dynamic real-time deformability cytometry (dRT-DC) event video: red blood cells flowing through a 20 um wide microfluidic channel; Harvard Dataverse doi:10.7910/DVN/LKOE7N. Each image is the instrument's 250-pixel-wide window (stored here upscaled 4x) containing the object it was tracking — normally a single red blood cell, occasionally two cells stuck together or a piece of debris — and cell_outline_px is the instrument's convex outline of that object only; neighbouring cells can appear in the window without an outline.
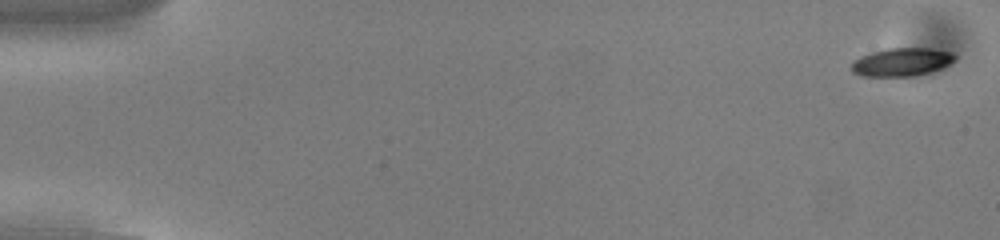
{"species": "common noctule bat (a hibernating species)", "species_latin": "Nyctalus noctula", "temperature_condition": "cold", "stored_images_in_passage": 53, "camera_frame_rate_fps": 3000, "um_per_image_px": 0.085, "animal": {"sex": "male", "body_mass_g": 13.0, "forearm_length_mm": 53.1}, "frame": {"image": 1, "passage_image": 1, "time_ms": 0.0, "image_size_px": [1000, 240], "cell_outline_px": [[956, 56], [948, 64], [940, 68], [928, 72], [912, 76], [860, 76], [852, 72], [852, 60], [860, 56], [872, 52], [888, 48], [928, 48], [952, 52]], "centroid_in_image_um": [76.58, 5.27], "position_along_channel_um": 8.4, "area_um2": 16.82}}
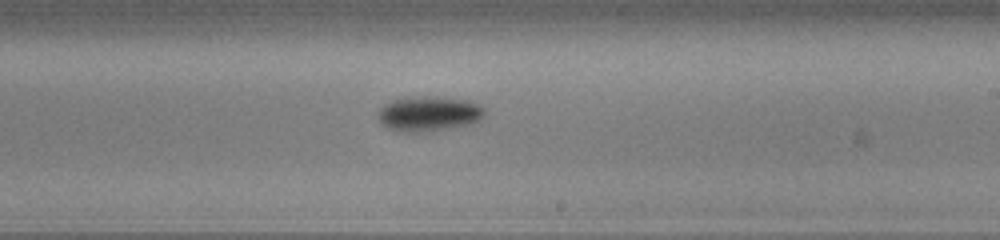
{"frame": {"image": 2, "passage_image": 32, "time_ms": 10.333, "image_size_px": [1000, 240], "cell_outline_px": [[484, 116], [480, 120], [468, 124], [448, 128], [416, 132], [400, 132], [388, 128], [380, 124], [376, 116], [380, 108], [384, 104], [392, 100], [424, 96], [432, 96], [464, 100], [476, 104], [484, 108]], "centroid_in_image_um": [36.38, 9.67], "position_along_channel_um": 252.6, "area_um2": 21.5}}
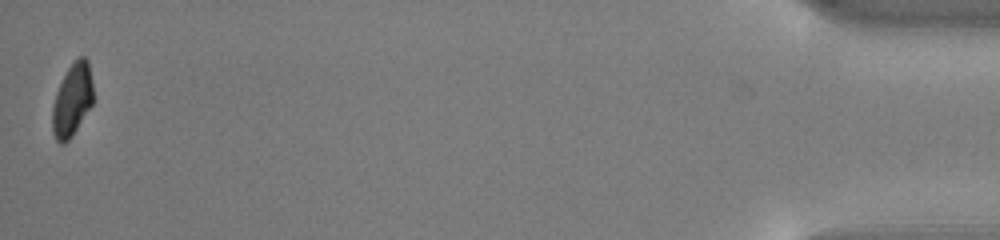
{"frame": {"image": 3, "passage_image": 53, "time_ms": 17.333, "image_size_px": [1000, 240], "cell_outline_px": [[92, 104], [72, 136], [64, 144], [60, 144], [56, 140], [52, 132], [52, 108], [56, 92], [68, 68], [80, 56], [84, 56], [88, 60], [92, 80]], "centroid_in_image_um": [6.12, 8.52], "position_along_channel_um": 429.1, "area_um2": 17.11}, "authors_computed_cell_mechanics": {"area_um2": 18.8428, "velocity_mm_per_s": 3.8447, "shape_relaxation_time_tau1_ms": 1.6702, "shape_relaxation_time_tau2_ms": null, "deformation_change_tau1": 0.1287, "deformation_change_tau2": null}}